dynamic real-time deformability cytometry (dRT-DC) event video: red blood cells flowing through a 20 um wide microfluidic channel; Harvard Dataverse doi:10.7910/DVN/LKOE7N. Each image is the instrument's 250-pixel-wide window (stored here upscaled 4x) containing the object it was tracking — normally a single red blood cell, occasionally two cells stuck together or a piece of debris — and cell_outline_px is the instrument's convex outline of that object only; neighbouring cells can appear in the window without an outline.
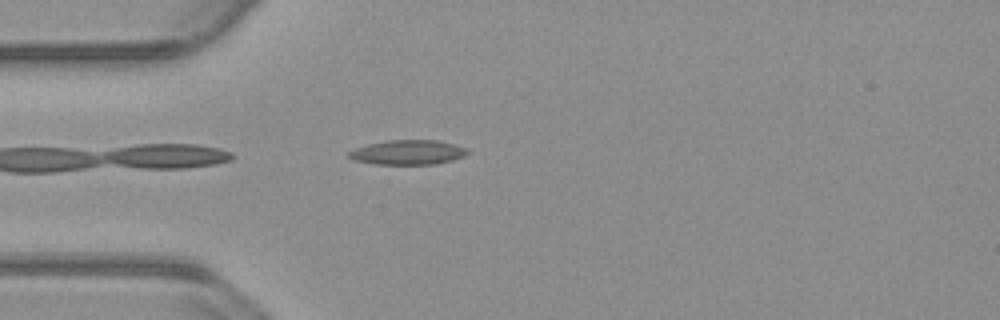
{"species": "common noctule bat (a hibernating species)", "species_latin": "Nyctalus noctula", "temperature_condition": "warm", "stored_images_in_passage": 41, "camera_frame_rate_fps": 3000, "um_per_image_px": 0.085, "animal": {"sex": "male", "body_mass_g": 23.1, "forearm_length_mm": 52.7}, "frame": {"image": 1, "passage_image": 2, "time_ms": 0.333, "image_size_px": [1000, 320], "cell_outline_px": [[468, 152], [464, 156], [452, 160], [432, 164], [376, 164], [356, 160], [348, 156], [348, 152], [356, 148], [368, 144], [388, 140], [440, 140], [464, 148]], "centroid_in_image_um": [34.65, 12.94], "position_along_channel_um": 50.3, "area_um2": 16.7}}
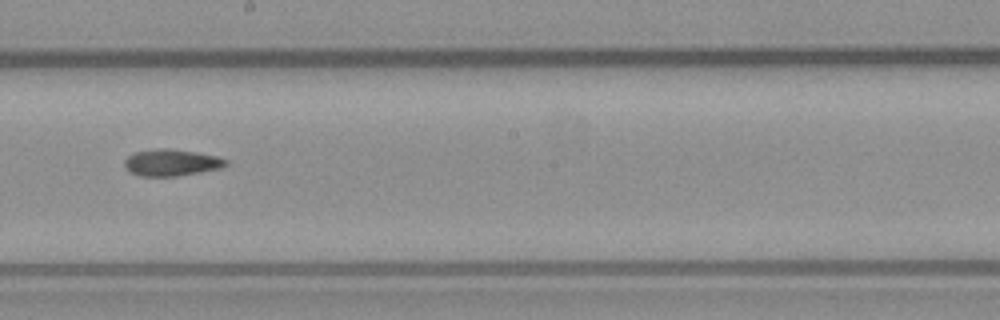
{"frame": {"image": 2, "passage_image": 17, "time_ms": 5.333, "image_size_px": [1000, 320], "cell_outline_px": [[228, 164], [220, 168], [200, 172], [176, 176], [140, 176], [128, 172], [124, 168], [124, 160], [128, 156], [136, 152], [156, 148], [168, 148], [196, 152], [216, 156], [228, 160]], "centroid_in_image_um": [14.53, 13.82], "position_along_channel_um": 233.7, "area_um2": 15.84}}
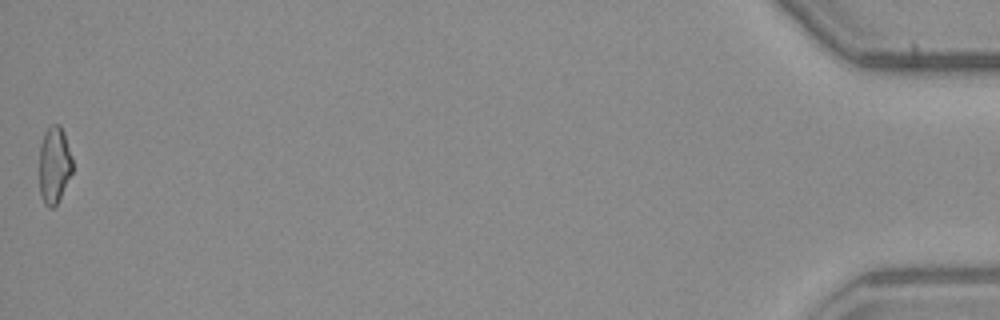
{"frame": {"image": 3, "passage_image": 41, "time_ms": 13.333, "image_size_px": [1000, 320], "cell_outline_px": [[72, 172], [56, 204], [52, 208], [48, 208], [44, 204], [40, 196], [40, 144], [44, 132], [52, 124], [60, 124], [64, 132], [72, 160]], "centroid_in_image_um": [4.6, 14.01], "position_along_channel_um": 430.6, "area_um2": 14.74}}